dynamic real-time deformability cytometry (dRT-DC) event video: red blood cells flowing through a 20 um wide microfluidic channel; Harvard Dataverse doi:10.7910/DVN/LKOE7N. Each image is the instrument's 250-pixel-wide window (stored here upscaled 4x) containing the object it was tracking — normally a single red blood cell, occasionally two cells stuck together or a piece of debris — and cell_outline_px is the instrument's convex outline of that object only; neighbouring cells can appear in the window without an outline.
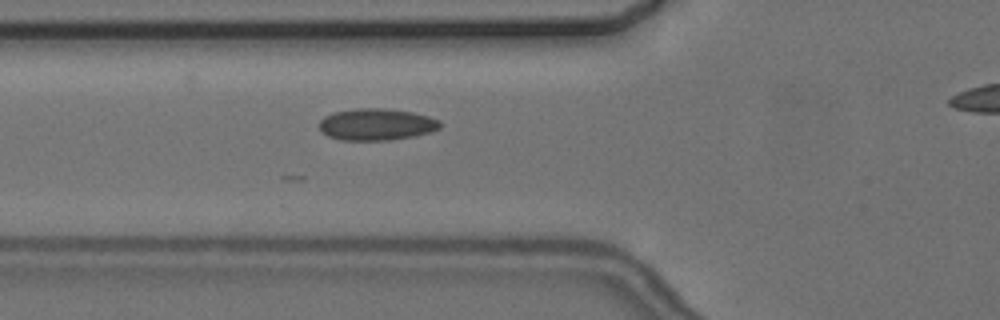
{"species": "common noctule bat (a hibernating species)", "species_latin": "Nyctalus noctula", "temperature_condition": "cold", "stored_images_in_passage": 5, "camera_frame_rate_fps": 3000, "um_per_image_px": 0.085, "animal": {"sex": "female", "body_mass_g": 24.6, "forearm_length_mm": 56.2}, "frame": {"image": 1, "passage_image": 5, "time_ms": 5.667, "image_size_px": [1000, 320], "cell_outline_px": [[444, 124], [440, 128], [432, 132], [412, 136], [388, 140], [340, 140], [328, 136], [320, 128], [320, 120], [324, 116], [332, 112], [356, 108], [388, 108], [412, 112], [428, 116], [440, 120]], "centroid_in_image_um": [32.03, 10.56], "position_along_channel_um": 93.8, "area_um2": 22.54}}